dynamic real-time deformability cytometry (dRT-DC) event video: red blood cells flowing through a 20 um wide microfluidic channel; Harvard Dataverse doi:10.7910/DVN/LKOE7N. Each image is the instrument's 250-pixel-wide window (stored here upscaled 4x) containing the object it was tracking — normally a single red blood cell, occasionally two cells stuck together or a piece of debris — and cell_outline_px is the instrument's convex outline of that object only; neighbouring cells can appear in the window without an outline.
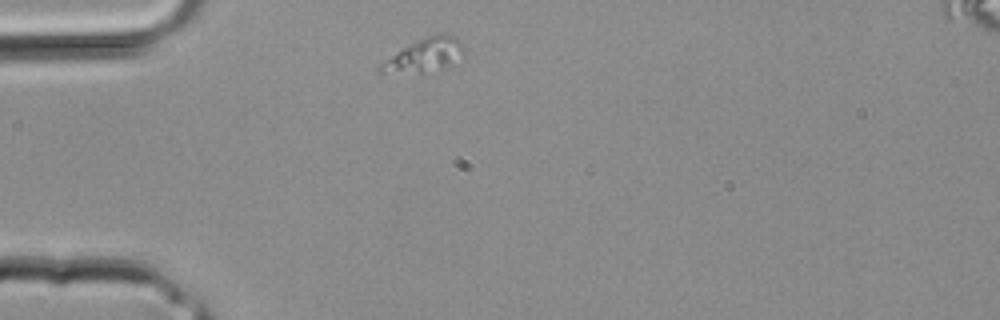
{"species": "common noctule bat (a hibernating species)", "species_latin": "Nyctalus noctula", "temperature_condition": "room temperature", "stored_images_in_passage": 27, "camera_frame_rate_fps": 3000, "um_per_image_px": 0.085, "animal": {"sex": "male", "body_mass_g": 20.4}, "frame": {"image": 1, "passage_image": 1, "time_ms": 0.0, "image_size_px": [1000, 320], "cell_outline_px": [[464, 56], [448, 68], [440, 72], [380, 72], [376, 68], [380, 64], [404, 48], [428, 36], [440, 32], [444, 32], [456, 36], [464, 44]], "centroid_in_image_um": [36.24, 4.7], "position_along_channel_um": 48.8, "area_um2": 16.42}}
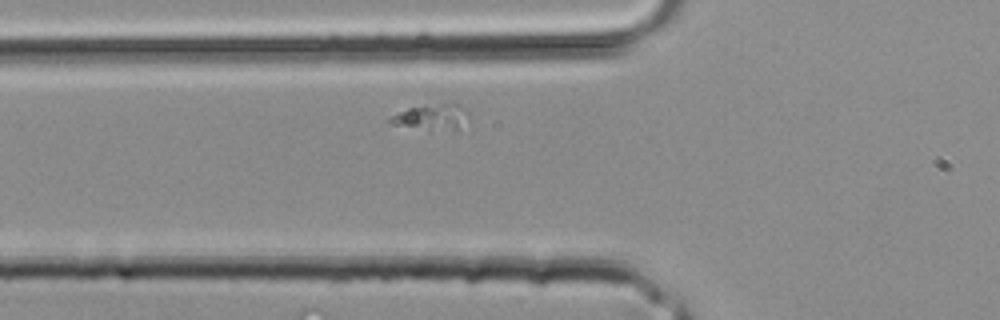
{"frame": {"image": 2, "passage_image": 4, "time_ms": 1.0, "image_size_px": [1000, 320], "cell_outline_px": [[468, 112], [456, 132], [428, 132], [388, 124], [388, 116], [408, 108], [448, 104], [460, 104]], "centroid_in_image_um": [36.6, 10.04], "position_along_channel_um": 89.2, "area_um2": 12.2}}